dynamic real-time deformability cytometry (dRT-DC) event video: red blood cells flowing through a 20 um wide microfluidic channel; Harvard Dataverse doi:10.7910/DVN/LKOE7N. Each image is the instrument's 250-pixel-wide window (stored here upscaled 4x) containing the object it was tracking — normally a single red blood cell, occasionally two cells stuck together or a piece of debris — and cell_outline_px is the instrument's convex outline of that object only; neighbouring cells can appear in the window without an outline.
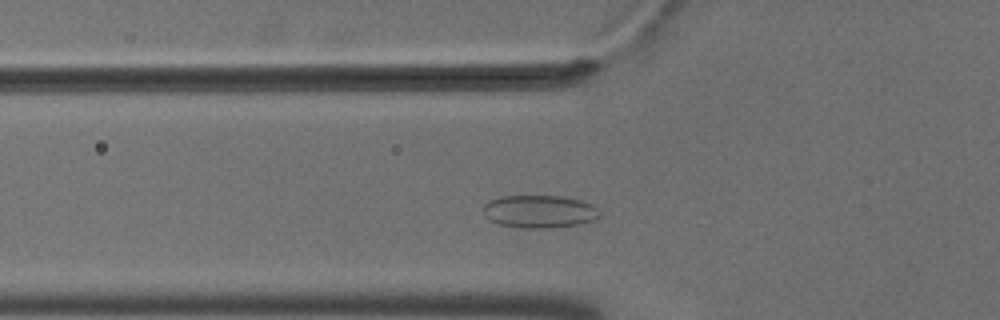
{"species": "common noctule bat (a hibernating species)", "species_latin": "Nyctalus noctula", "temperature_condition": "cold", "stored_images_in_passage": 47, "camera_frame_rate_fps": 3000, "um_per_image_px": 0.085, "animal": {"sex": "male", "body_mass_g": 18.8}, "frame": {"image": 1, "passage_image": 11, "time_ms": 3.333, "image_size_px": [1000, 320], "cell_outline_px": [[600, 216], [596, 220], [580, 224], [544, 228], [524, 228], [500, 224], [488, 220], [484, 216], [484, 204], [488, 200], [500, 196], [560, 196], [580, 200], [592, 204], [596, 208]], "centroid_in_image_um": [45.83, 17.97], "position_along_channel_um": 80.0, "area_um2": 22.25}}
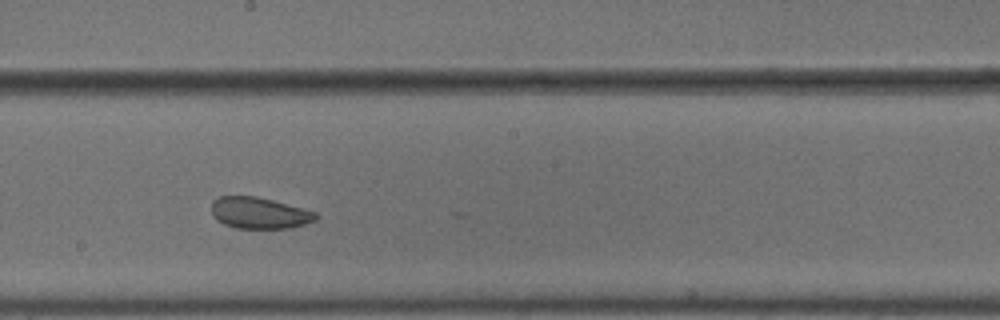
{"frame": {"image": 2, "passage_image": 23, "time_ms": 7.333, "image_size_px": [1000, 320], "cell_outline_px": [[320, 216], [316, 220], [292, 228], [236, 228], [224, 224], [216, 220], [212, 216], [212, 200], [220, 196], [256, 196], [272, 200], [316, 212]], "centroid_in_image_um": [22.03, 18.11], "position_along_channel_um": 226.2, "area_um2": 19.13}}
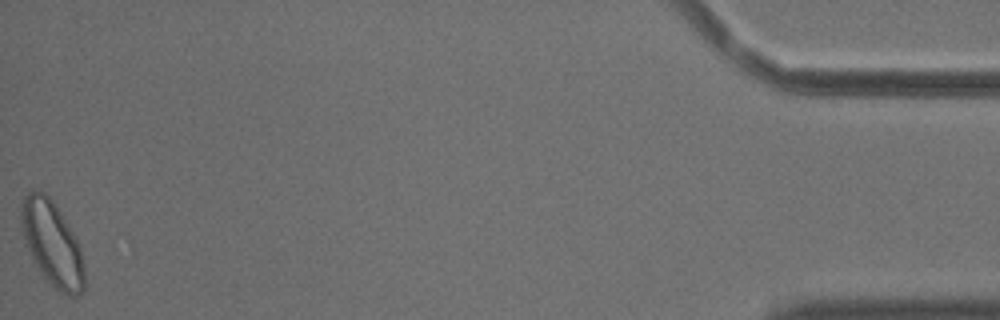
{"frame": {"image": 3, "passage_image": 47, "time_ms": 15.333, "image_size_px": [1000, 320], "cell_outline_px": [[84, 288], [76, 296], [68, 296], [56, 292], [44, 280], [32, 260], [20, 228], [20, 204], [24, 196], [32, 188], [44, 192], [56, 204], [80, 244], [84, 268]], "centroid_in_image_um": [4.4, 20.72], "position_along_channel_um": 430.8, "area_um2": 32.08}, "authors_computed_cell_mechanics": {"area_um2": 21.3282, "velocity_mm_per_s": 3.6404, "shape_relaxation_time_tau1_ms": null, "shape_relaxation_time_tau2_ms": 1.9737, "deformation_change_tau1": null, "deformation_change_tau2": 0.059}}